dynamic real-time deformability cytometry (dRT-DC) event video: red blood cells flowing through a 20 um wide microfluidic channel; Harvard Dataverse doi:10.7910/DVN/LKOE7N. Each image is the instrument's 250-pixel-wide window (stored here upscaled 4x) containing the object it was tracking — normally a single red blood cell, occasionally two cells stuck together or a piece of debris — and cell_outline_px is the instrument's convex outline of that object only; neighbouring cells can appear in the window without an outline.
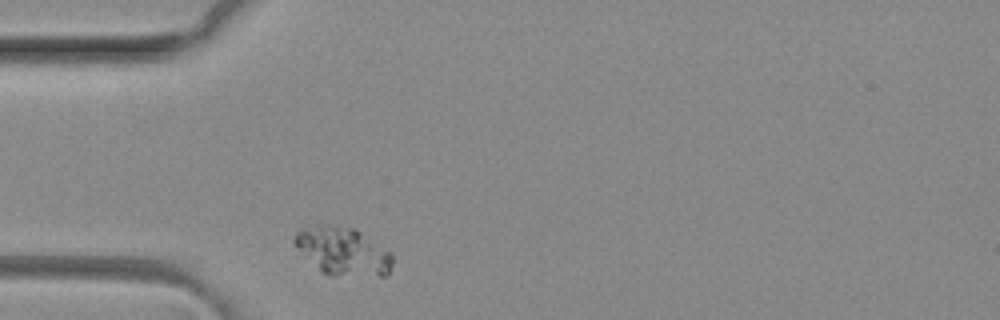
{"species": "common noctule bat (a hibernating species)", "species_latin": "Nyctalus noctula", "temperature_condition": "room temperature", "stored_images_in_passage": 1, "camera_frame_rate_fps": 3000, "um_per_image_px": 0.085, "animal": {"sex": "female", "body_mass_g": 29.2, "forearm_length_mm": 56.3}, "frame": {"image": 1, "passage_image": 1, "time_ms": 0.0, "image_size_px": [1000, 320], "cell_outline_px": [[392, 264], [388, 276], [328, 276], [304, 256], [292, 244], [292, 240], [296, 232], [304, 224], [332, 224], [352, 228], [360, 232], [388, 252], [392, 256]], "centroid_in_image_um": [29.06, 21.34], "position_along_channel_um": 55.9, "area_um2": 27.69}}